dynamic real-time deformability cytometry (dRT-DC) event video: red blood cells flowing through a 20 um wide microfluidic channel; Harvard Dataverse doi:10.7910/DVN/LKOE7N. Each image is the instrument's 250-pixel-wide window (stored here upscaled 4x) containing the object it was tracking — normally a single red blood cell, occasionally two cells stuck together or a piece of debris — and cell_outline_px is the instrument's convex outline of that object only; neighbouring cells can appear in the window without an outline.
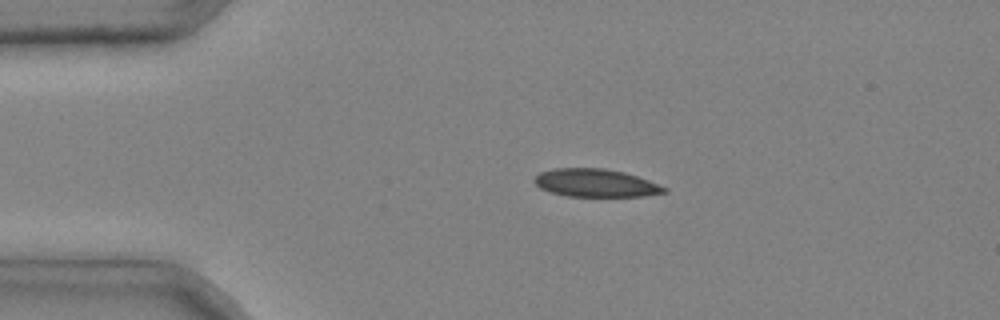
{"species": "common noctule bat (a hibernating species)", "species_latin": "Nyctalus noctula", "temperature_condition": "cold", "stored_images_in_passage": 2, "camera_frame_rate_fps": 3000, "um_per_image_px": 0.085, "animal": {"sex": "male", "body_mass_g": 20.4}, "frame": {"image": 1, "passage_image": 2, "time_ms": 0.333, "image_size_px": [1000, 320], "cell_outline_px": [[668, 192], [644, 196], [568, 196], [552, 192], [540, 188], [532, 180], [540, 172], [552, 168], [604, 168], [624, 172], [648, 180], [668, 188]], "centroid_in_image_um": [50.63, 15.55], "position_along_channel_um": 34.4, "area_um2": 21.1}}